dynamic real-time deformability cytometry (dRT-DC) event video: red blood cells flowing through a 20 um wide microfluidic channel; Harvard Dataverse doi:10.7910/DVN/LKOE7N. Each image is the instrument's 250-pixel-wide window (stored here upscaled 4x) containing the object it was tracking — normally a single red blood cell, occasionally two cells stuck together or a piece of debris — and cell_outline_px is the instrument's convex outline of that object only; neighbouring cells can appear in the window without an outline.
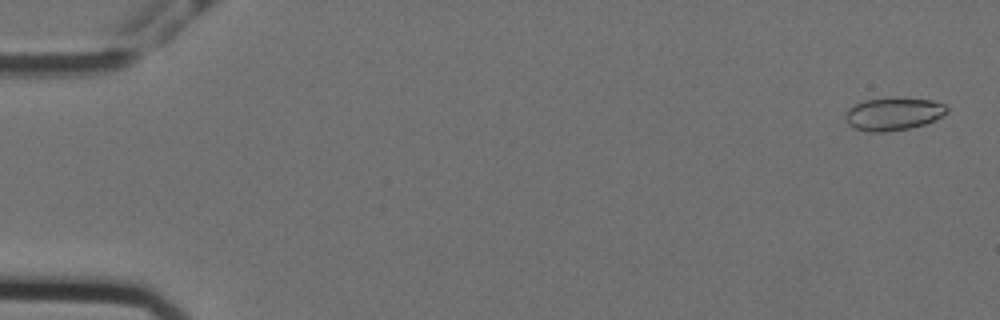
{"species": "Egyptian fruit bat (a non-hibernating species)", "species_latin": "Rousettus aegyptiacus", "temperature_condition": "cold", "stored_images_in_passage": 57, "camera_frame_rate_fps": 3000, "um_per_image_px": 0.085, "animal": {"sex": "female"}, "frame": {"image": 1, "passage_image": 2, "time_ms": 0.333, "image_size_px": [1000, 320], "cell_outline_px": [[948, 112], [944, 116], [924, 124], [908, 128], [884, 132], [868, 132], [856, 128], [848, 124], [844, 116], [848, 108], [864, 100], [896, 96], [932, 100], [944, 104], [948, 108]], "centroid_in_image_um": [75.95, 9.65], "position_along_channel_um": 9.0, "area_um2": 19.71}}
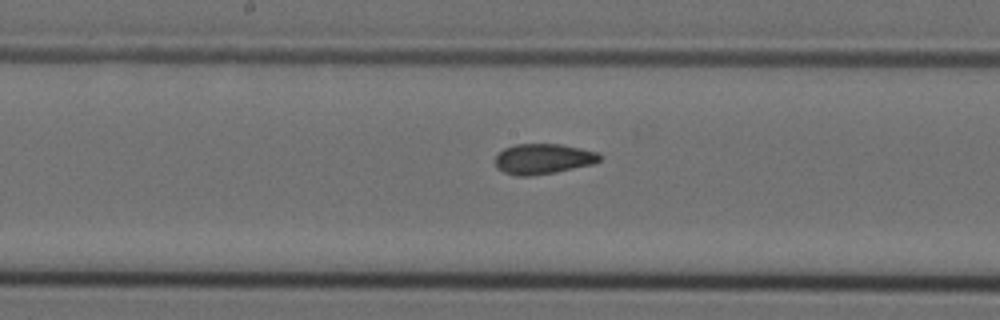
{"frame": {"image": 2, "passage_image": 30, "time_ms": 9.667, "image_size_px": [1000, 320], "cell_outline_px": [[604, 156], [596, 164], [556, 172], [528, 176], [516, 176], [504, 172], [496, 168], [496, 156], [504, 148], [516, 144], [560, 144], [600, 152]], "centroid_in_image_um": [46.23, 13.51], "position_along_channel_um": 202.0, "area_um2": 18.73}}
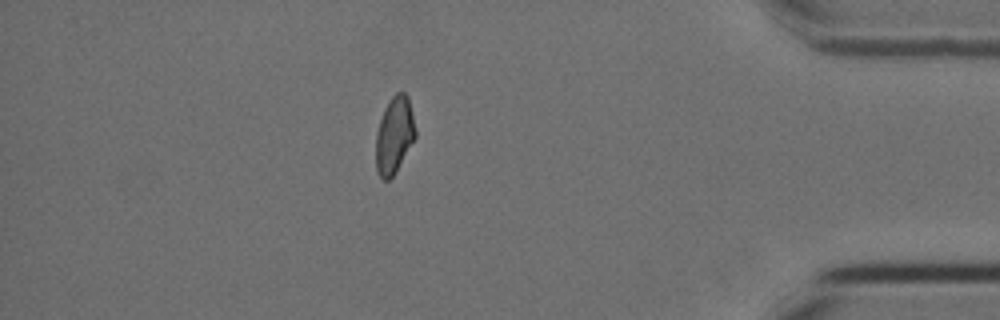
{"frame": {"image": 3, "passage_image": 50, "time_ms": 16.333, "image_size_px": [1000, 320], "cell_outline_px": [[416, 136], [396, 172], [388, 180], [384, 180], [380, 176], [376, 168], [376, 132], [384, 108], [392, 96], [396, 92], [404, 92], [408, 96], [416, 128]], "centroid_in_image_um": [33.52, 11.47], "position_along_channel_um": 401.7, "area_um2": 17.69}, "authors_computed_cell_mechanics": {"area_um2": 18.785, "velocity_mm_per_s": 3.5712, "shape_relaxation_time_tau1_ms": null, "shape_relaxation_time_tau2_ms": 2.0038, "deformation_change_tau1": null, "deformation_change_tau2": 0.0499}}